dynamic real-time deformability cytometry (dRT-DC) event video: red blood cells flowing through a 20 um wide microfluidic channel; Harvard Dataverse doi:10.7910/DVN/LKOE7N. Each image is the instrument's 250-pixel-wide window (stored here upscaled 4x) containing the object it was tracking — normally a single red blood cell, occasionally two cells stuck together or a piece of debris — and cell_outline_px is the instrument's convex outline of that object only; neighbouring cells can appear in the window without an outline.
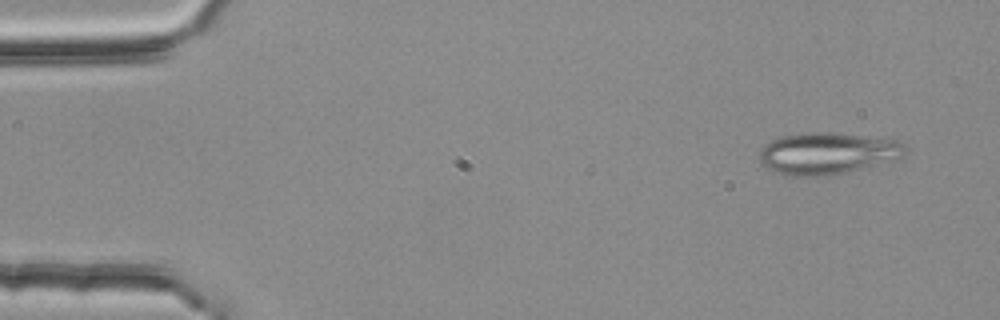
{"species": "common noctule bat (a hibernating species)", "species_latin": "Nyctalus noctula", "temperature_condition": "room temperature", "stored_images_in_passage": 3, "camera_frame_rate_fps": 3000, "um_per_image_px": 0.085, "animal": {"sex": "female", "body_mass_g": 25.1}, "frame": {"image": 1, "passage_image": 1, "time_ms": 0.0, "image_size_px": [1000, 320], "cell_outline_px": [[908, 148], [904, 156], [896, 160], [844, 172], [812, 176], [796, 176], [780, 172], [764, 164], [760, 160], [760, 148], [772, 140], [780, 136], [808, 132], [832, 132], [896, 140], [904, 144]], "centroid_in_image_um": [70.39, 13.0], "position_along_channel_um": 14.6, "area_um2": 34.91}}